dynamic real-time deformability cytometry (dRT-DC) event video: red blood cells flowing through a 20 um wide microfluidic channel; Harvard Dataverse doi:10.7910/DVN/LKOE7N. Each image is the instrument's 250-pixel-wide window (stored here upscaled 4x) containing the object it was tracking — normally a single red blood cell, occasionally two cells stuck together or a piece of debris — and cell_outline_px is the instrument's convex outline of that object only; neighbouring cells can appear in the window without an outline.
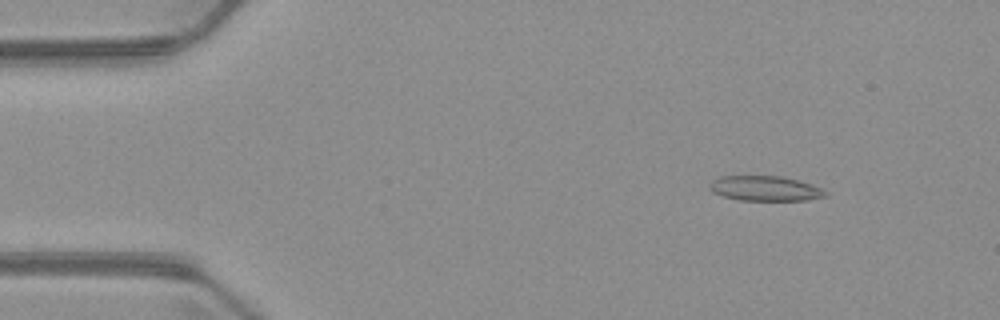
{"species": "common noctule bat (a hibernating species)", "species_latin": "Nyctalus noctula", "temperature_condition": "warm", "stored_images_in_passage": 3, "camera_frame_rate_fps": 3000, "um_per_image_px": 0.085, "animal": {"sex": "male", "body_mass_g": 23.1, "forearm_length_mm": 52.7}, "frame": {"image": 1, "passage_image": 1, "time_ms": 0.0, "image_size_px": [1000, 320], "cell_outline_px": [[828, 196], [808, 200], [740, 200], [724, 196], [712, 192], [708, 188], [708, 184], [712, 180], [720, 176], [784, 176], [812, 184], [828, 192]], "centroid_in_image_um": [65.04, 16.01], "position_along_channel_um": 20.0, "area_um2": 16.99}}
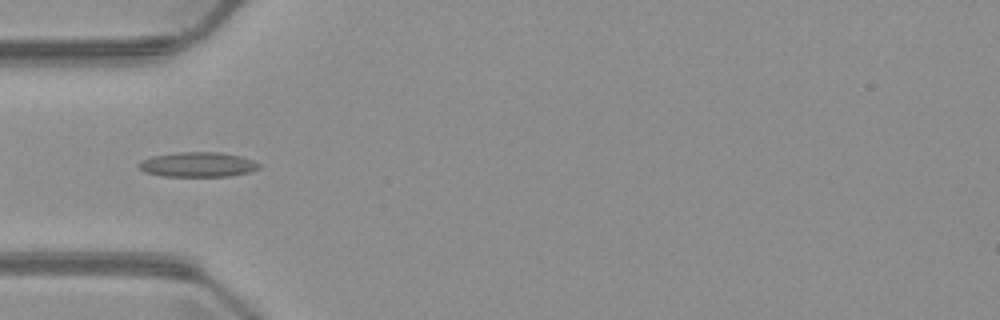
{"frame": {"image": 2, "passage_image": 3, "time_ms": 3.333, "image_size_px": [1000, 320], "cell_outline_px": [[264, 164], [260, 168], [248, 172], [232, 176], [164, 176], [144, 172], [136, 164], [140, 160], [152, 156], [176, 152], [220, 152], [240, 156]], "centroid_in_image_um": [16.82, 13.98], "position_along_channel_um": 68.2, "area_um2": 17.57}}